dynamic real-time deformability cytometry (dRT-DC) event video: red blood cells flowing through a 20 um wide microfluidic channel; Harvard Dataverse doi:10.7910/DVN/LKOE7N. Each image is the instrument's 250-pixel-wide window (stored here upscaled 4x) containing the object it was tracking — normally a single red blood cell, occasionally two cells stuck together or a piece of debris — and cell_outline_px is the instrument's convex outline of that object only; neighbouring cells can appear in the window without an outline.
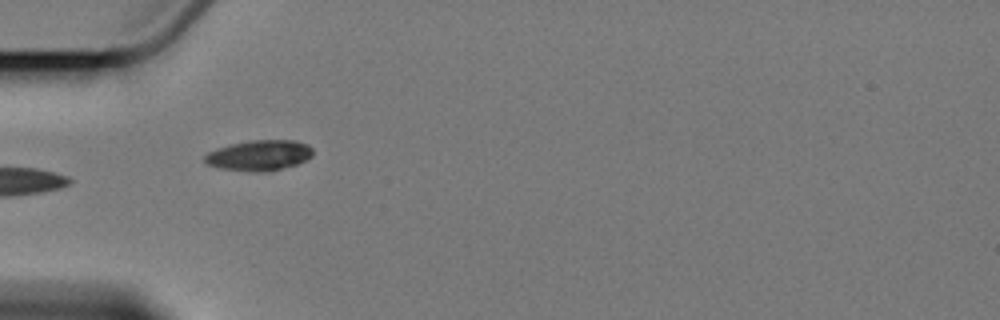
{"species": "Egyptian fruit bat (a non-hibernating species)", "species_latin": "Rousettus aegyptiacus", "temperature_condition": "cold", "stored_images_in_passage": 6, "camera_frame_rate_fps": 3000, "um_per_image_px": 0.085, "animal": {"sex": "female"}, "frame": {"image": 1, "passage_image": 5, "time_ms": 5.0, "image_size_px": [1000, 320], "cell_outline_px": [[312, 156], [296, 164], [268, 172], [248, 172], [220, 168], [204, 164], [204, 156], [208, 152], [216, 148], [248, 140], [296, 140], [308, 144], [312, 148]], "centroid_in_image_um": [22.0, 13.21], "position_along_channel_um": 63.0, "area_um2": 19.42}}